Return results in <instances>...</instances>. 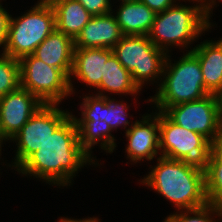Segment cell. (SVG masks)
<instances>
[{
	"label": "cell",
	"instance_id": "6da1fadb",
	"mask_svg": "<svg viewBox=\"0 0 222 222\" xmlns=\"http://www.w3.org/2000/svg\"><path fill=\"white\" fill-rule=\"evenodd\" d=\"M94 158L80 145L78 128L70 115L16 171L59 188L70 187L73 177L82 167L99 164Z\"/></svg>",
	"mask_w": 222,
	"mask_h": 222
},
{
	"label": "cell",
	"instance_id": "7a4b0ae2",
	"mask_svg": "<svg viewBox=\"0 0 222 222\" xmlns=\"http://www.w3.org/2000/svg\"><path fill=\"white\" fill-rule=\"evenodd\" d=\"M156 160L158 163L150 167L151 171L139 183L173 203L177 210L195 209L208 203L204 166L164 156Z\"/></svg>",
	"mask_w": 222,
	"mask_h": 222
},
{
	"label": "cell",
	"instance_id": "3957f363",
	"mask_svg": "<svg viewBox=\"0 0 222 222\" xmlns=\"http://www.w3.org/2000/svg\"><path fill=\"white\" fill-rule=\"evenodd\" d=\"M186 1H193L195 4L188 6L180 4L181 0H179L167 10L156 14L148 34L152 43L167 54H170V49L173 46L182 48L181 51L188 48H190L189 51H192L190 45L194 41L196 42V39L201 37L205 31L208 32L202 2L198 0Z\"/></svg>",
	"mask_w": 222,
	"mask_h": 222
},
{
	"label": "cell",
	"instance_id": "277c9868",
	"mask_svg": "<svg viewBox=\"0 0 222 222\" xmlns=\"http://www.w3.org/2000/svg\"><path fill=\"white\" fill-rule=\"evenodd\" d=\"M170 57L168 54L156 94L145 101L154 105L156 111L164 112L170 106L199 100L210 94L205 89L199 59L191 51L186 50V54L174 63Z\"/></svg>",
	"mask_w": 222,
	"mask_h": 222
},
{
	"label": "cell",
	"instance_id": "5b68a950",
	"mask_svg": "<svg viewBox=\"0 0 222 222\" xmlns=\"http://www.w3.org/2000/svg\"><path fill=\"white\" fill-rule=\"evenodd\" d=\"M112 50L140 90L152 81L161 82L168 54L156 47L148 35H123Z\"/></svg>",
	"mask_w": 222,
	"mask_h": 222
},
{
	"label": "cell",
	"instance_id": "8992f818",
	"mask_svg": "<svg viewBox=\"0 0 222 222\" xmlns=\"http://www.w3.org/2000/svg\"><path fill=\"white\" fill-rule=\"evenodd\" d=\"M19 17L10 18L8 37L3 53L15 59L31 55L55 29L53 7L39 2Z\"/></svg>",
	"mask_w": 222,
	"mask_h": 222
},
{
	"label": "cell",
	"instance_id": "52a82bcc",
	"mask_svg": "<svg viewBox=\"0 0 222 222\" xmlns=\"http://www.w3.org/2000/svg\"><path fill=\"white\" fill-rule=\"evenodd\" d=\"M19 61L20 87L37 96L44 104H59L71 94L69 77L60 69L33 54Z\"/></svg>",
	"mask_w": 222,
	"mask_h": 222
},
{
	"label": "cell",
	"instance_id": "ba28073f",
	"mask_svg": "<svg viewBox=\"0 0 222 222\" xmlns=\"http://www.w3.org/2000/svg\"><path fill=\"white\" fill-rule=\"evenodd\" d=\"M58 107L59 104H44L10 140L16 143L17 150L14 162L9 167L16 171L71 115L72 112Z\"/></svg>",
	"mask_w": 222,
	"mask_h": 222
},
{
	"label": "cell",
	"instance_id": "9c48e42d",
	"mask_svg": "<svg viewBox=\"0 0 222 222\" xmlns=\"http://www.w3.org/2000/svg\"><path fill=\"white\" fill-rule=\"evenodd\" d=\"M159 148L161 156L204 166L210 156L211 142L199 133L182 128L159 111Z\"/></svg>",
	"mask_w": 222,
	"mask_h": 222
},
{
	"label": "cell",
	"instance_id": "30bf717a",
	"mask_svg": "<svg viewBox=\"0 0 222 222\" xmlns=\"http://www.w3.org/2000/svg\"><path fill=\"white\" fill-rule=\"evenodd\" d=\"M164 113L177 125L206 137L211 143L222 133V97L202 99L168 107Z\"/></svg>",
	"mask_w": 222,
	"mask_h": 222
},
{
	"label": "cell",
	"instance_id": "8fae6325",
	"mask_svg": "<svg viewBox=\"0 0 222 222\" xmlns=\"http://www.w3.org/2000/svg\"><path fill=\"white\" fill-rule=\"evenodd\" d=\"M44 103L22 87L0 97V129L9 140L15 137Z\"/></svg>",
	"mask_w": 222,
	"mask_h": 222
},
{
	"label": "cell",
	"instance_id": "7c38bea8",
	"mask_svg": "<svg viewBox=\"0 0 222 222\" xmlns=\"http://www.w3.org/2000/svg\"><path fill=\"white\" fill-rule=\"evenodd\" d=\"M134 125L125 132L127 146L125 152L131 164L151 161L161 156L159 148V111L142 115Z\"/></svg>",
	"mask_w": 222,
	"mask_h": 222
},
{
	"label": "cell",
	"instance_id": "4fadbf2b",
	"mask_svg": "<svg viewBox=\"0 0 222 222\" xmlns=\"http://www.w3.org/2000/svg\"><path fill=\"white\" fill-rule=\"evenodd\" d=\"M83 96V102L79 107L81 118H77L71 113L75 121H105L112 131L115 129L117 131V128L122 126L126 129L125 132L136 122L130 124V121L127 120L129 115L127 111L130 105H127L124 100L117 101L109 96L92 95L90 93Z\"/></svg>",
	"mask_w": 222,
	"mask_h": 222
},
{
	"label": "cell",
	"instance_id": "5bb4252c",
	"mask_svg": "<svg viewBox=\"0 0 222 222\" xmlns=\"http://www.w3.org/2000/svg\"><path fill=\"white\" fill-rule=\"evenodd\" d=\"M113 55L112 49L105 48H75L73 66L69 77L71 94H75L73 79L97 89L104 76V64ZM74 77V78H73ZM76 77V78H75Z\"/></svg>",
	"mask_w": 222,
	"mask_h": 222
},
{
	"label": "cell",
	"instance_id": "9a60e30c",
	"mask_svg": "<svg viewBox=\"0 0 222 222\" xmlns=\"http://www.w3.org/2000/svg\"><path fill=\"white\" fill-rule=\"evenodd\" d=\"M123 37L113 12L93 16L74 39L75 48L112 49Z\"/></svg>",
	"mask_w": 222,
	"mask_h": 222
},
{
	"label": "cell",
	"instance_id": "2e32d148",
	"mask_svg": "<svg viewBox=\"0 0 222 222\" xmlns=\"http://www.w3.org/2000/svg\"><path fill=\"white\" fill-rule=\"evenodd\" d=\"M74 49V39L55 29L35 49L33 55L48 65L62 70L70 77Z\"/></svg>",
	"mask_w": 222,
	"mask_h": 222
},
{
	"label": "cell",
	"instance_id": "e0dca14e",
	"mask_svg": "<svg viewBox=\"0 0 222 222\" xmlns=\"http://www.w3.org/2000/svg\"><path fill=\"white\" fill-rule=\"evenodd\" d=\"M191 52L199 59L205 89L222 97V44L218 40H204Z\"/></svg>",
	"mask_w": 222,
	"mask_h": 222
},
{
	"label": "cell",
	"instance_id": "ac0fdd59",
	"mask_svg": "<svg viewBox=\"0 0 222 222\" xmlns=\"http://www.w3.org/2000/svg\"><path fill=\"white\" fill-rule=\"evenodd\" d=\"M114 12L123 35H148L156 13L140 0L121 2Z\"/></svg>",
	"mask_w": 222,
	"mask_h": 222
},
{
	"label": "cell",
	"instance_id": "d6986e66",
	"mask_svg": "<svg viewBox=\"0 0 222 222\" xmlns=\"http://www.w3.org/2000/svg\"><path fill=\"white\" fill-rule=\"evenodd\" d=\"M95 94L106 96V93L117 95H139L142 90L133 82L131 74L117 60L114 54L104 64V76Z\"/></svg>",
	"mask_w": 222,
	"mask_h": 222
},
{
	"label": "cell",
	"instance_id": "ffe728a7",
	"mask_svg": "<svg viewBox=\"0 0 222 222\" xmlns=\"http://www.w3.org/2000/svg\"><path fill=\"white\" fill-rule=\"evenodd\" d=\"M56 30L75 39L93 17L77 0H64L53 5Z\"/></svg>",
	"mask_w": 222,
	"mask_h": 222
},
{
	"label": "cell",
	"instance_id": "44dd1931",
	"mask_svg": "<svg viewBox=\"0 0 222 222\" xmlns=\"http://www.w3.org/2000/svg\"><path fill=\"white\" fill-rule=\"evenodd\" d=\"M78 128L79 143L82 148L92 157V150L95 145L106 151L113 153L116 139L109 125L105 121H75Z\"/></svg>",
	"mask_w": 222,
	"mask_h": 222
},
{
	"label": "cell",
	"instance_id": "7402d4cb",
	"mask_svg": "<svg viewBox=\"0 0 222 222\" xmlns=\"http://www.w3.org/2000/svg\"><path fill=\"white\" fill-rule=\"evenodd\" d=\"M204 171L208 203L222 209V164L210 154L205 162Z\"/></svg>",
	"mask_w": 222,
	"mask_h": 222
},
{
	"label": "cell",
	"instance_id": "603a6c76",
	"mask_svg": "<svg viewBox=\"0 0 222 222\" xmlns=\"http://www.w3.org/2000/svg\"><path fill=\"white\" fill-rule=\"evenodd\" d=\"M215 218L222 221V209L207 203L195 209L178 210V212L176 210V212L171 213L162 222H216Z\"/></svg>",
	"mask_w": 222,
	"mask_h": 222
},
{
	"label": "cell",
	"instance_id": "cb8c5ba5",
	"mask_svg": "<svg viewBox=\"0 0 222 222\" xmlns=\"http://www.w3.org/2000/svg\"><path fill=\"white\" fill-rule=\"evenodd\" d=\"M20 87V67L18 59L0 54V97Z\"/></svg>",
	"mask_w": 222,
	"mask_h": 222
},
{
	"label": "cell",
	"instance_id": "d4e9b609",
	"mask_svg": "<svg viewBox=\"0 0 222 222\" xmlns=\"http://www.w3.org/2000/svg\"><path fill=\"white\" fill-rule=\"evenodd\" d=\"M92 15H104L113 11L111 0H77Z\"/></svg>",
	"mask_w": 222,
	"mask_h": 222
},
{
	"label": "cell",
	"instance_id": "484cf974",
	"mask_svg": "<svg viewBox=\"0 0 222 222\" xmlns=\"http://www.w3.org/2000/svg\"><path fill=\"white\" fill-rule=\"evenodd\" d=\"M3 3L0 4V47L3 50L6 46L7 37H8V30H9V23L11 14H9L5 8H3Z\"/></svg>",
	"mask_w": 222,
	"mask_h": 222
},
{
	"label": "cell",
	"instance_id": "4316f807",
	"mask_svg": "<svg viewBox=\"0 0 222 222\" xmlns=\"http://www.w3.org/2000/svg\"><path fill=\"white\" fill-rule=\"evenodd\" d=\"M143 4L147 5L156 14L162 13L169 7L173 6L179 0H140Z\"/></svg>",
	"mask_w": 222,
	"mask_h": 222
},
{
	"label": "cell",
	"instance_id": "83f0119b",
	"mask_svg": "<svg viewBox=\"0 0 222 222\" xmlns=\"http://www.w3.org/2000/svg\"><path fill=\"white\" fill-rule=\"evenodd\" d=\"M216 1H218V2L221 1L222 2V0H203V2H202L203 15H204V19H205V21L208 25V31H209V29L211 30L212 27L215 26L214 23L210 22L209 19H211V17H212L211 14L213 15V13H212L213 9L217 5L216 3H218Z\"/></svg>",
	"mask_w": 222,
	"mask_h": 222
},
{
	"label": "cell",
	"instance_id": "f1b7e54d",
	"mask_svg": "<svg viewBox=\"0 0 222 222\" xmlns=\"http://www.w3.org/2000/svg\"><path fill=\"white\" fill-rule=\"evenodd\" d=\"M210 154L222 164V133L211 143Z\"/></svg>",
	"mask_w": 222,
	"mask_h": 222
},
{
	"label": "cell",
	"instance_id": "f546056e",
	"mask_svg": "<svg viewBox=\"0 0 222 222\" xmlns=\"http://www.w3.org/2000/svg\"><path fill=\"white\" fill-rule=\"evenodd\" d=\"M69 218L61 217L58 222H100V219H98V217L96 218L94 216H93V218L88 217V218H83V219H81V218L80 219H73V218L71 219V217H69Z\"/></svg>",
	"mask_w": 222,
	"mask_h": 222
},
{
	"label": "cell",
	"instance_id": "4dcf8cb0",
	"mask_svg": "<svg viewBox=\"0 0 222 222\" xmlns=\"http://www.w3.org/2000/svg\"><path fill=\"white\" fill-rule=\"evenodd\" d=\"M61 1H64V0H39L37 2L41 3V4H44V5H49V6H53L55 4H57L58 2H61Z\"/></svg>",
	"mask_w": 222,
	"mask_h": 222
},
{
	"label": "cell",
	"instance_id": "1f68e13d",
	"mask_svg": "<svg viewBox=\"0 0 222 222\" xmlns=\"http://www.w3.org/2000/svg\"><path fill=\"white\" fill-rule=\"evenodd\" d=\"M8 142V140L4 137V135L2 134V132H1V129H0V156L2 155L1 154V151H2V148L1 147H3L4 145V143L5 142ZM4 142V143H3ZM1 159V158H0Z\"/></svg>",
	"mask_w": 222,
	"mask_h": 222
},
{
	"label": "cell",
	"instance_id": "d6a6232c",
	"mask_svg": "<svg viewBox=\"0 0 222 222\" xmlns=\"http://www.w3.org/2000/svg\"><path fill=\"white\" fill-rule=\"evenodd\" d=\"M119 1V0H118ZM121 2H127V1H137V0H120Z\"/></svg>",
	"mask_w": 222,
	"mask_h": 222
},
{
	"label": "cell",
	"instance_id": "836d02e7",
	"mask_svg": "<svg viewBox=\"0 0 222 222\" xmlns=\"http://www.w3.org/2000/svg\"><path fill=\"white\" fill-rule=\"evenodd\" d=\"M218 41L222 44V38L218 39Z\"/></svg>",
	"mask_w": 222,
	"mask_h": 222
}]
</instances>
